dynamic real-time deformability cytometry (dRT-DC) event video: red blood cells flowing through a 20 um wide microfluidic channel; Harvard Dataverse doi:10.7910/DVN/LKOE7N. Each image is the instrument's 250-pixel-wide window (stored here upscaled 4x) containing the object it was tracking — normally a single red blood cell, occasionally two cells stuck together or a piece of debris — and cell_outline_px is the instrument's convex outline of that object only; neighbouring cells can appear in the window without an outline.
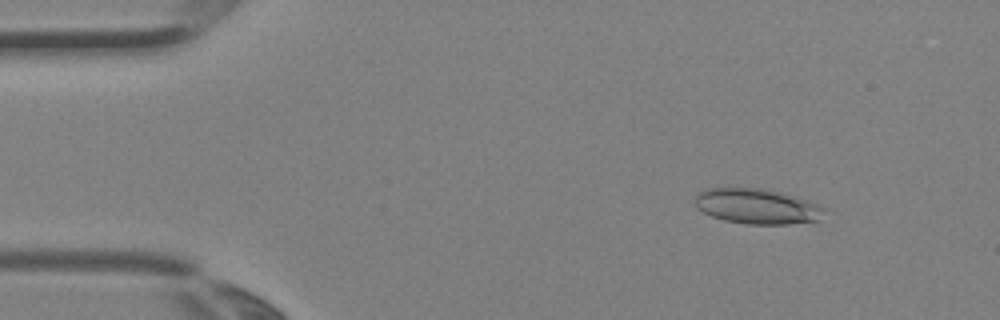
{"species": "Egyptian fruit bat (a non-hibernating species)", "species_latin": "Rousettus aegyptiacus", "temperature_condition": "room temperature", "stored_images_in_passage": 3, "camera_frame_rate_fps": 3000, "um_per_image_px": 0.085, "animal": {"sex": "female"}, "frame": {"image": 1, "passage_image": 1, "time_ms": 0.0, "image_size_px": [1000, 320], "cell_outline_px": [[824, 208], [820, 220], [788, 224], [748, 224], [724, 220], [712, 216], [696, 208], [692, 204], [692, 200], [696, 192], [704, 188], [764, 188], [784, 192], [816, 204]], "centroid_in_image_um": [64.25, 17.52], "position_along_channel_um": 20.7, "area_um2": 26.82}}
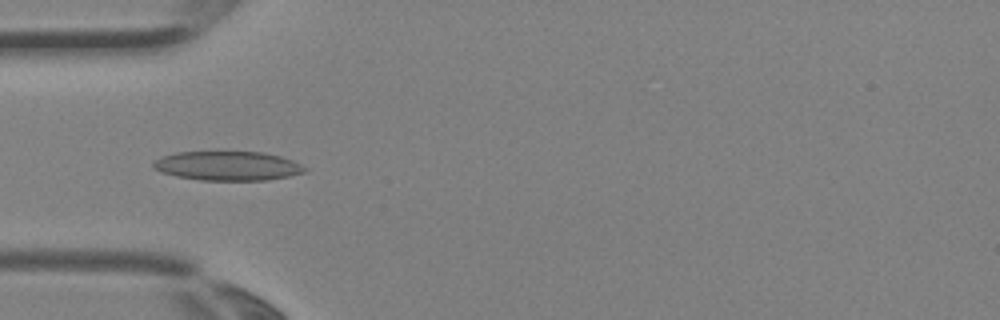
{"frame": {"image": 2, "passage_image": 3, "time_ms": 0.667, "image_size_px": [1000, 320], "cell_outline_px": [[308, 172], [288, 176], [264, 180], [200, 180], [176, 176], [160, 172], [152, 168], [152, 164], [160, 156], [176, 152], [264, 152], [280, 156], [292, 160], [308, 168]], "centroid_in_image_um": [19.34, 14.1], "position_along_channel_um": 65.7, "area_um2": 25.89}}